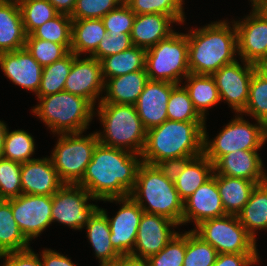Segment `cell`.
<instances>
[{
  "label": "cell",
  "mask_w": 267,
  "mask_h": 266,
  "mask_svg": "<svg viewBox=\"0 0 267 266\" xmlns=\"http://www.w3.org/2000/svg\"><path fill=\"white\" fill-rule=\"evenodd\" d=\"M84 227L87 231L86 237L100 264L114 263L121 256L111 244L109 222L107 216L99 208Z\"/></svg>",
  "instance_id": "cell-26"
},
{
  "label": "cell",
  "mask_w": 267,
  "mask_h": 266,
  "mask_svg": "<svg viewBox=\"0 0 267 266\" xmlns=\"http://www.w3.org/2000/svg\"><path fill=\"white\" fill-rule=\"evenodd\" d=\"M136 14H164L172 17L177 23L183 24L186 20L184 0H124Z\"/></svg>",
  "instance_id": "cell-37"
},
{
  "label": "cell",
  "mask_w": 267,
  "mask_h": 266,
  "mask_svg": "<svg viewBox=\"0 0 267 266\" xmlns=\"http://www.w3.org/2000/svg\"><path fill=\"white\" fill-rule=\"evenodd\" d=\"M184 80L181 84H184L195 109L206 120L209 108L221 102L214 77L189 73Z\"/></svg>",
  "instance_id": "cell-29"
},
{
  "label": "cell",
  "mask_w": 267,
  "mask_h": 266,
  "mask_svg": "<svg viewBox=\"0 0 267 266\" xmlns=\"http://www.w3.org/2000/svg\"><path fill=\"white\" fill-rule=\"evenodd\" d=\"M18 5L27 35L59 14L48 0H18Z\"/></svg>",
  "instance_id": "cell-36"
},
{
  "label": "cell",
  "mask_w": 267,
  "mask_h": 266,
  "mask_svg": "<svg viewBox=\"0 0 267 266\" xmlns=\"http://www.w3.org/2000/svg\"><path fill=\"white\" fill-rule=\"evenodd\" d=\"M136 14L125 3L108 12L101 20L107 34L131 33Z\"/></svg>",
  "instance_id": "cell-46"
},
{
  "label": "cell",
  "mask_w": 267,
  "mask_h": 266,
  "mask_svg": "<svg viewBox=\"0 0 267 266\" xmlns=\"http://www.w3.org/2000/svg\"><path fill=\"white\" fill-rule=\"evenodd\" d=\"M25 48L42 66H47L62 59L70 52L71 44H58L27 35Z\"/></svg>",
  "instance_id": "cell-41"
},
{
  "label": "cell",
  "mask_w": 267,
  "mask_h": 266,
  "mask_svg": "<svg viewBox=\"0 0 267 266\" xmlns=\"http://www.w3.org/2000/svg\"><path fill=\"white\" fill-rule=\"evenodd\" d=\"M7 124L2 120H0V158L3 154V144H4V138L7 131Z\"/></svg>",
  "instance_id": "cell-54"
},
{
  "label": "cell",
  "mask_w": 267,
  "mask_h": 266,
  "mask_svg": "<svg viewBox=\"0 0 267 266\" xmlns=\"http://www.w3.org/2000/svg\"><path fill=\"white\" fill-rule=\"evenodd\" d=\"M235 118L209 140L204 125L203 154L214 164L221 156L237 150H260L267 141V126L256 120L250 123L243 114L236 113Z\"/></svg>",
  "instance_id": "cell-7"
},
{
  "label": "cell",
  "mask_w": 267,
  "mask_h": 266,
  "mask_svg": "<svg viewBox=\"0 0 267 266\" xmlns=\"http://www.w3.org/2000/svg\"><path fill=\"white\" fill-rule=\"evenodd\" d=\"M255 186L254 182L244 178L217 175V187L225 213L237 216L248 202Z\"/></svg>",
  "instance_id": "cell-30"
},
{
  "label": "cell",
  "mask_w": 267,
  "mask_h": 266,
  "mask_svg": "<svg viewBox=\"0 0 267 266\" xmlns=\"http://www.w3.org/2000/svg\"><path fill=\"white\" fill-rule=\"evenodd\" d=\"M148 80L146 69L109 78L100 103L135 105Z\"/></svg>",
  "instance_id": "cell-25"
},
{
  "label": "cell",
  "mask_w": 267,
  "mask_h": 266,
  "mask_svg": "<svg viewBox=\"0 0 267 266\" xmlns=\"http://www.w3.org/2000/svg\"><path fill=\"white\" fill-rule=\"evenodd\" d=\"M145 69L149 80L181 84L190 73L187 33L175 31L146 50Z\"/></svg>",
  "instance_id": "cell-8"
},
{
  "label": "cell",
  "mask_w": 267,
  "mask_h": 266,
  "mask_svg": "<svg viewBox=\"0 0 267 266\" xmlns=\"http://www.w3.org/2000/svg\"><path fill=\"white\" fill-rule=\"evenodd\" d=\"M227 215L217 187V175L213 176L183 202L182 225L200 222Z\"/></svg>",
  "instance_id": "cell-18"
},
{
  "label": "cell",
  "mask_w": 267,
  "mask_h": 266,
  "mask_svg": "<svg viewBox=\"0 0 267 266\" xmlns=\"http://www.w3.org/2000/svg\"><path fill=\"white\" fill-rule=\"evenodd\" d=\"M114 264L116 266H149L147 259L135 258L131 255L120 256Z\"/></svg>",
  "instance_id": "cell-53"
},
{
  "label": "cell",
  "mask_w": 267,
  "mask_h": 266,
  "mask_svg": "<svg viewBox=\"0 0 267 266\" xmlns=\"http://www.w3.org/2000/svg\"><path fill=\"white\" fill-rule=\"evenodd\" d=\"M26 38L18 0H0V53L25 48Z\"/></svg>",
  "instance_id": "cell-24"
},
{
  "label": "cell",
  "mask_w": 267,
  "mask_h": 266,
  "mask_svg": "<svg viewBox=\"0 0 267 266\" xmlns=\"http://www.w3.org/2000/svg\"><path fill=\"white\" fill-rule=\"evenodd\" d=\"M177 226L176 222L165 216L143 212L131 256L148 259L157 254L178 233L174 230Z\"/></svg>",
  "instance_id": "cell-17"
},
{
  "label": "cell",
  "mask_w": 267,
  "mask_h": 266,
  "mask_svg": "<svg viewBox=\"0 0 267 266\" xmlns=\"http://www.w3.org/2000/svg\"><path fill=\"white\" fill-rule=\"evenodd\" d=\"M94 108L103 125V131H96L98 141L106 146L142 153L147 130L137 114L135 105L99 103ZM97 114V115H96Z\"/></svg>",
  "instance_id": "cell-4"
},
{
  "label": "cell",
  "mask_w": 267,
  "mask_h": 266,
  "mask_svg": "<svg viewBox=\"0 0 267 266\" xmlns=\"http://www.w3.org/2000/svg\"><path fill=\"white\" fill-rule=\"evenodd\" d=\"M59 13L71 15L77 0H48Z\"/></svg>",
  "instance_id": "cell-52"
},
{
  "label": "cell",
  "mask_w": 267,
  "mask_h": 266,
  "mask_svg": "<svg viewBox=\"0 0 267 266\" xmlns=\"http://www.w3.org/2000/svg\"><path fill=\"white\" fill-rule=\"evenodd\" d=\"M237 216L247 233L257 241V230L267 229V181L253 188L248 202Z\"/></svg>",
  "instance_id": "cell-28"
},
{
  "label": "cell",
  "mask_w": 267,
  "mask_h": 266,
  "mask_svg": "<svg viewBox=\"0 0 267 266\" xmlns=\"http://www.w3.org/2000/svg\"><path fill=\"white\" fill-rule=\"evenodd\" d=\"M0 266H41L39 254H36L31 248L23 251L8 252L0 255Z\"/></svg>",
  "instance_id": "cell-48"
},
{
  "label": "cell",
  "mask_w": 267,
  "mask_h": 266,
  "mask_svg": "<svg viewBox=\"0 0 267 266\" xmlns=\"http://www.w3.org/2000/svg\"><path fill=\"white\" fill-rule=\"evenodd\" d=\"M20 179L22 194L52 196L64 185L49 156L21 163Z\"/></svg>",
  "instance_id": "cell-22"
},
{
  "label": "cell",
  "mask_w": 267,
  "mask_h": 266,
  "mask_svg": "<svg viewBox=\"0 0 267 266\" xmlns=\"http://www.w3.org/2000/svg\"><path fill=\"white\" fill-rule=\"evenodd\" d=\"M243 19L234 20L237 31L238 56L257 65L267 57V9L251 6Z\"/></svg>",
  "instance_id": "cell-14"
},
{
  "label": "cell",
  "mask_w": 267,
  "mask_h": 266,
  "mask_svg": "<svg viewBox=\"0 0 267 266\" xmlns=\"http://www.w3.org/2000/svg\"><path fill=\"white\" fill-rule=\"evenodd\" d=\"M241 114L267 126V78L257 69L251 78L247 105Z\"/></svg>",
  "instance_id": "cell-38"
},
{
  "label": "cell",
  "mask_w": 267,
  "mask_h": 266,
  "mask_svg": "<svg viewBox=\"0 0 267 266\" xmlns=\"http://www.w3.org/2000/svg\"><path fill=\"white\" fill-rule=\"evenodd\" d=\"M251 6L257 8H266L267 7V0H250Z\"/></svg>",
  "instance_id": "cell-56"
},
{
  "label": "cell",
  "mask_w": 267,
  "mask_h": 266,
  "mask_svg": "<svg viewBox=\"0 0 267 266\" xmlns=\"http://www.w3.org/2000/svg\"><path fill=\"white\" fill-rule=\"evenodd\" d=\"M213 174L214 165L204 154L194 157L174 181L180 199L184 202Z\"/></svg>",
  "instance_id": "cell-31"
},
{
  "label": "cell",
  "mask_w": 267,
  "mask_h": 266,
  "mask_svg": "<svg viewBox=\"0 0 267 266\" xmlns=\"http://www.w3.org/2000/svg\"><path fill=\"white\" fill-rule=\"evenodd\" d=\"M83 133L57 134L59 138L50 158L64 184H78L82 180L99 143L96 132Z\"/></svg>",
  "instance_id": "cell-9"
},
{
  "label": "cell",
  "mask_w": 267,
  "mask_h": 266,
  "mask_svg": "<svg viewBox=\"0 0 267 266\" xmlns=\"http://www.w3.org/2000/svg\"><path fill=\"white\" fill-rule=\"evenodd\" d=\"M39 255L41 266H77V264L71 261L69 256H64V254H60L52 249L45 248Z\"/></svg>",
  "instance_id": "cell-51"
},
{
  "label": "cell",
  "mask_w": 267,
  "mask_h": 266,
  "mask_svg": "<svg viewBox=\"0 0 267 266\" xmlns=\"http://www.w3.org/2000/svg\"><path fill=\"white\" fill-rule=\"evenodd\" d=\"M13 217L30 242L52 224V196L21 194L11 199Z\"/></svg>",
  "instance_id": "cell-15"
},
{
  "label": "cell",
  "mask_w": 267,
  "mask_h": 266,
  "mask_svg": "<svg viewBox=\"0 0 267 266\" xmlns=\"http://www.w3.org/2000/svg\"><path fill=\"white\" fill-rule=\"evenodd\" d=\"M107 32L101 19L72 20V44L70 51L76 56H92Z\"/></svg>",
  "instance_id": "cell-27"
},
{
  "label": "cell",
  "mask_w": 267,
  "mask_h": 266,
  "mask_svg": "<svg viewBox=\"0 0 267 266\" xmlns=\"http://www.w3.org/2000/svg\"><path fill=\"white\" fill-rule=\"evenodd\" d=\"M142 163L140 154L99 142L78 185L85 188L95 202L130 196Z\"/></svg>",
  "instance_id": "cell-1"
},
{
  "label": "cell",
  "mask_w": 267,
  "mask_h": 266,
  "mask_svg": "<svg viewBox=\"0 0 267 266\" xmlns=\"http://www.w3.org/2000/svg\"><path fill=\"white\" fill-rule=\"evenodd\" d=\"M176 23L172 17L164 14L136 15L130 34L132 43L134 46L148 50L174 33L172 26Z\"/></svg>",
  "instance_id": "cell-23"
},
{
  "label": "cell",
  "mask_w": 267,
  "mask_h": 266,
  "mask_svg": "<svg viewBox=\"0 0 267 266\" xmlns=\"http://www.w3.org/2000/svg\"><path fill=\"white\" fill-rule=\"evenodd\" d=\"M32 35L53 43L72 44V18L70 15L59 13L39 26Z\"/></svg>",
  "instance_id": "cell-42"
},
{
  "label": "cell",
  "mask_w": 267,
  "mask_h": 266,
  "mask_svg": "<svg viewBox=\"0 0 267 266\" xmlns=\"http://www.w3.org/2000/svg\"><path fill=\"white\" fill-rule=\"evenodd\" d=\"M206 121L166 120L147 130L142 162L155 165L178 157H197L203 154Z\"/></svg>",
  "instance_id": "cell-3"
},
{
  "label": "cell",
  "mask_w": 267,
  "mask_h": 266,
  "mask_svg": "<svg viewBox=\"0 0 267 266\" xmlns=\"http://www.w3.org/2000/svg\"><path fill=\"white\" fill-rule=\"evenodd\" d=\"M130 197L144 212L165 216L182 225L183 201L174 182L165 177L155 165H140Z\"/></svg>",
  "instance_id": "cell-5"
},
{
  "label": "cell",
  "mask_w": 267,
  "mask_h": 266,
  "mask_svg": "<svg viewBox=\"0 0 267 266\" xmlns=\"http://www.w3.org/2000/svg\"><path fill=\"white\" fill-rule=\"evenodd\" d=\"M32 113L54 135L86 132L94 116V106L85 98L65 91L37 99Z\"/></svg>",
  "instance_id": "cell-6"
},
{
  "label": "cell",
  "mask_w": 267,
  "mask_h": 266,
  "mask_svg": "<svg viewBox=\"0 0 267 266\" xmlns=\"http://www.w3.org/2000/svg\"><path fill=\"white\" fill-rule=\"evenodd\" d=\"M0 69L14 85L37 94L43 67L26 48L0 53Z\"/></svg>",
  "instance_id": "cell-19"
},
{
  "label": "cell",
  "mask_w": 267,
  "mask_h": 266,
  "mask_svg": "<svg viewBox=\"0 0 267 266\" xmlns=\"http://www.w3.org/2000/svg\"><path fill=\"white\" fill-rule=\"evenodd\" d=\"M218 254H259L257 242L247 233L238 216L225 215L200 222L192 229Z\"/></svg>",
  "instance_id": "cell-10"
},
{
  "label": "cell",
  "mask_w": 267,
  "mask_h": 266,
  "mask_svg": "<svg viewBox=\"0 0 267 266\" xmlns=\"http://www.w3.org/2000/svg\"><path fill=\"white\" fill-rule=\"evenodd\" d=\"M260 263L259 254H218L213 266H254Z\"/></svg>",
  "instance_id": "cell-49"
},
{
  "label": "cell",
  "mask_w": 267,
  "mask_h": 266,
  "mask_svg": "<svg viewBox=\"0 0 267 266\" xmlns=\"http://www.w3.org/2000/svg\"><path fill=\"white\" fill-rule=\"evenodd\" d=\"M29 248L30 242L13 217L11 199L0 200V255Z\"/></svg>",
  "instance_id": "cell-33"
},
{
  "label": "cell",
  "mask_w": 267,
  "mask_h": 266,
  "mask_svg": "<svg viewBox=\"0 0 267 266\" xmlns=\"http://www.w3.org/2000/svg\"><path fill=\"white\" fill-rule=\"evenodd\" d=\"M130 34L131 33L106 34L99 43L96 52L91 57L101 61L107 56L129 49L134 46Z\"/></svg>",
  "instance_id": "cell-47"
},
{
  "label": "cell",
  "mask_w": 267,
  "mask_h": 266,
  "mask_svg": "<svg viewBox=\"0 0 267 266\" xmlns=\"http://www.w3.org/2000/svg\"><path fill=\"white\" fill-rule=\"evenodd\" d=\"M224 65L212 76L215 79L221 102L226 101L236 113H242L247 105L251 78L256 65L242 59ZM242 64V65H241Z\"/></svg>",
  "instance_id": "cell-13"
},
{
  "label": "cell",
  "mask_w": 267,
  "mask_h": 266,
  "mask_svg": "<svg viewBox=\"0 0 267 266\" xmlns=\"http://www.w3.org/2000/svg\"><path fill=\"white\" fill-rule=\"evenodd\" d=\"M76 57L70 51L62 59L43 67L40 86L36 94L37 99L64 91L66 78Z\"/></svg>",
  "instance_id": "cell-34"
},
{
  "label": "cell",
  "mask_w": 267,
  "mask_h": 266,
  "mask_svg": "<svg viewBox=\"0 0 267 266\" xmlns=\"http://www.w3.org/2000/svg\"><path fill=\"white\" fill-rule=\"evenodd\" d=\"M120 205V209L110 218L106 209H99L107 216L111 234L110 241L114 249L121 255H131L137 238L138 226L143 209L130 197L110 198L103 200Z\"/></svg>",
  "instance_id": "cell-12"
},
{
  "label": "cell",
  "mask_w": 267,
  "mask_h": 266,
  "mask_svg": "<svg viewBox=\"0 0 267 266\" xmlns=\"http://www.w3.org/2000/svg\"><path fill=\"white\" fill-rule=\"evenodd\" d=\"M80 58L77 56L73 61L64 91L87 99L95 107L96 103L102 101L105 93L101 62L90 56Z\"/></svg>",
  "instance_id": "cell-16"
},
{
  "label": "cell",
  "mask_w": 267,
  "mask_h": 266,
  "mask_svg": "<svg viewBox=\"0 0 267 266\" xmlns=\"http://www.w3.org/2000/svg\"><path fill=\"white\" fill-rule=\"evenodd\" d=\"M186 252V231L178 232L157 254L148 259L149 266H183Z\"/></svg>",
  "instance_id": "cell-44"
},
{
  "label": "cell",
  "mask_w": 267,
  "mask_h": 266,
  "mask_svg": "<svg viewBox=\"0 0 267 266\" xmlns=\"http://www.w3.org/2000/svg\"><path fill=\"white\" fill-rule=\"evenodd\" d=\"M168 120L173 121H207L195 109L187 90L182 84H176L167 103Z\"/></svg>",
  "instance_id": "cell-39"
},
{
  "label": "cell",
  "mask_w": 267,
  "mask_h": 266,
  "mask_svg": "<svg viewBox=\"0 0 267 266\" xmlns=\"http://www.w3.org/2000/svg\"><path fill=\"white\" fill-rule=\"evenodd\" d=\"M35 145L34 137L30 133L21 129L10 132L9 128H7L2 157L19 163H25L35 159L32 157L35 153Z\"/></svg>",
  "instance_id": "cell-35"
},
{
  "label": "cell",
  "mask_w": 267,
  "mask_h": 266,
  "mask_svg": "<svg viewBox=\"0 0 267 266\" xmlns=\"http://www.w3.org/2000/svg\"><path fill=\"white\" fill-rule=\"evenodd\" d=\"M259 150H237L221 156L213 165L216 175L244 178L256 185L267 181Z\"/></svg>",
  "instance_id": "cell-21"
},
{
  "label": "cell",
  "mask_w": 267,
  "mask_h": 266,
  "mask_svg": "<svg viewBox=\"0 0 267 266\" xmlns=\"http://www.w3.org/2000/svg\"><path fill=\"white\" fill-rule=\"evenodd\" d=\"M21 163L0 158V200H9L22 194Z\"/></svg>",
  "instance_id": "cell-43"
},
{
  "label": "cell",
  "mask_w": 267,
  "mask_h": 266,
  "mask_svg": "<svg viewBox=\"0 0 267 266\" xmlns=\"http://www.w3.org/2000/svg\"><path fill=\"white\" fill-rule=\"evenodd\" d=\"M194 157H178L166 159L155 164L159 171L171 181H175L181 172L185 169V166Z\"/></svg>",
  "instance_id": "cell-50"
},
{
  "label": "cell",
  "mask_w": 267,
  "mask_h": 266,
  "mask_svg": "<svg viewBox=\"0 0 267 266\" xmlns=\"http://www.w3.org/2000/svg\"><path fill=\"white\" fill-rule=\"evenodd\" d=\"M99 266H116L114 263L99 264Z\"/></svg>",
  "instance_id": "cell-57"
},
{
  "label": "cell",
  "mask_w": 267,
  "mask_h": 266,
  "mask_svg": "<svg viewBox=\"0 0 267 266\" xmlns=\"http://www.w3.org/2000/svg\"><path fill=\"white\" fill-rule=\"evenodd\" d=\"M176 84L167 81L148 80L135 107L146 130L161 125L168 119L167 103Z\"/></svg>",
  "instance_id": "cell-20"
},
{
  "label": "cell",
  "mask_w": 267,
  "mask_h": 266,
  "mask_svg": "<svg viewBox=\"0 0 267 266\" xmlns=\"http://www.w3.org/2000/svg\"><path fill=\"white\" fill-rule=\"evenodd\" d=\"M104 81L127 73L145 69L146 50L132 46L123 52L103 58L101 61Z\"/></svg>",
  "instance_id": "cell-32"
},
{
  "label": "cell",
  "mask_w": 267,
  "mask_h": 266,
  "mask_svg": "<svg viewBox=\"0 0 267 266\" xmlns=\"http://www.w3.org/2000/svg\"><path fill=\"white\" fill-rule=\"evenodd\" d=\"M257 70L267 78V57L263 58L257 65Z\"/></svg>",
  "instance_id": "cell-55"
},
{
  "label": "cell",
  "mask_w": 267,
  "mask_h": 266,
  "mask_svg": "<svg viewBox=\"0 0 267 266\" xmlns=\"http://www.w3.org/2000/svg\"><path fill=\"white\" fill-rule=\"evenodd\" d=\"M95 199L78 184H64L52 195V223L57 222L74 230H82L99 208Z\"/></svg>",
  "instance_id": "cell-11"
},
{
  "label": "cell",
  "mask_w": 267,
  "mask_h": 266,
  "mask_svg": "<svg viewBox=\"0 0 267 266\" xmlns=\"http://www.w3.org/2000/svg\"><path fill=\"white\" fill-rule=\"evenodd\" d=\"M123 2L124 0H77L70 17L72 20L102 19Z\"/></svg>",
  "instance_id": "cell-45"
},
{
  "label": "cell",
  "mask_w": 267,
  "mask_h": 266,
  "mask_svg": "<svg viewBox=\"0 0 267 266\" xmlns=\"http://www.w3.org/2000/svg\"><path fill=\"white\" fill-rule=\"evenodd\" d=\"M217 255L216 249L200 238L192 229L186 231V252L183 266H213Z\"/></svg>",
  "instance_id": "cell-40"
},
{
  "label": "cell",
  "mask_w": 267,
  "mask_h": 266,
  "mask_svg": "<svg viewBox=\"0 0 267 266\" xmlns=\"http://www.w3.org/2000/svg\"><path fill=\"white\" fill-rule=\"evenodd\" d=\"M187 39L188 65L192 74L213 75L224 65L237 60V31L234 20H218L190 29Z\"/></svg>",
  "instance_id": "cell-2"
}]
</instances>
